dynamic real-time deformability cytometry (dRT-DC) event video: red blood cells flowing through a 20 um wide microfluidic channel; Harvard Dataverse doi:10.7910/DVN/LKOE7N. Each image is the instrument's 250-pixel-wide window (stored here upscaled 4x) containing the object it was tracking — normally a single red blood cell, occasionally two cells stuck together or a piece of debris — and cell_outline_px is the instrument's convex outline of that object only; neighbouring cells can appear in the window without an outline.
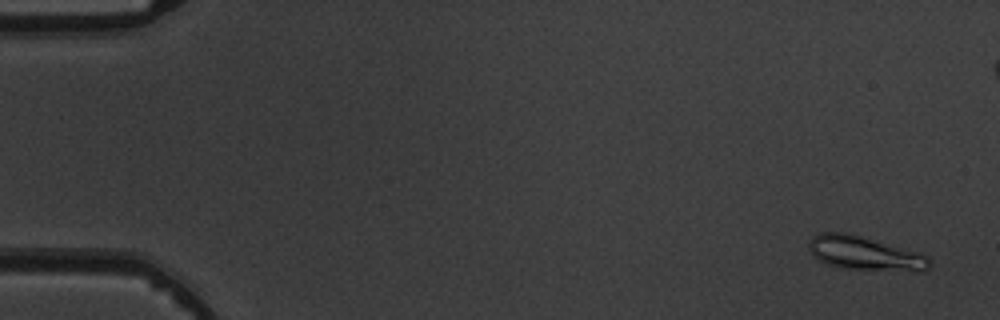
{"species": "common noctule bat (a hibernating species)", "species_latin": "Nyctalus noctula", "temperature_condition": "warm", "stored_images_in_passage": 6, "camera_frame_rate_fps": 3000, "um_per_image_px": 0.085, "animal": {"sex": "male", "body_mass_g": 19.5, "forearm_length_mm": 54.6}, "frame": {"image": 1, "passage_image": 1, "time_ms": 0.0, "image_size_px": [1000, 320], "cell_outline_px": [[932, 264], [924, 272], [840, 268], [828, 264], [812, 256], [808, 248], [808, 244], [820, 232], [844, 232], [860, 236], [920, 252], [928, 256]], "centroid_in_image_um": [73.56, 21.55], "position_along_channel_um": 11.4, "area_um2": 23.87}}